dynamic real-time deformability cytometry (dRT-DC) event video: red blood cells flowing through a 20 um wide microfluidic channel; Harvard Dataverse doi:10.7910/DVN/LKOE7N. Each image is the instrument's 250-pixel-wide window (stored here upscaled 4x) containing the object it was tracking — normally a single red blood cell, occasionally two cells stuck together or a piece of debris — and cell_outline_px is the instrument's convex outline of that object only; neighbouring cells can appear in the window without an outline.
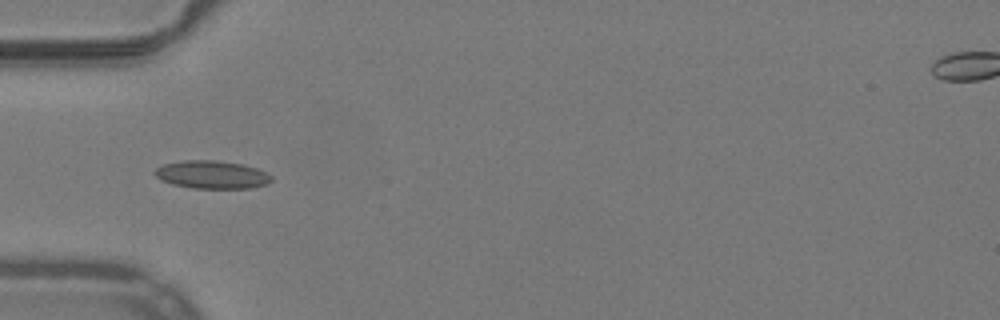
{"species": "common noctule bat (a hibernating species)", "species_latin": "Nyctalus noctula", "temperature_condition": "warm", "stored_images_in_passage": 34, "camera_frame_rate_fps": 3000, "um_per_image_px": 0.085, "animal": {"sex": "male", "body_mass_g": 19.2, "forearm_length_mm": 51.8}, "frame": {"image": 1, "passage_image": 1, "time_ms": 0.0, "image_size_px": [1000, 320], "cell_outline_px": [[272, 180], [268, 184], [252, 188], [192, 188], [172, 184], [160, 180], [152, 172], [156, 168], [164, 164], [184, 160], [216, 160], [244, 164], [268, 172], [272, 176]], "centroid_in_image_um": [18.03, 14.84], "position_along_channel_um": 67.0, "area_um2": 19.25}}
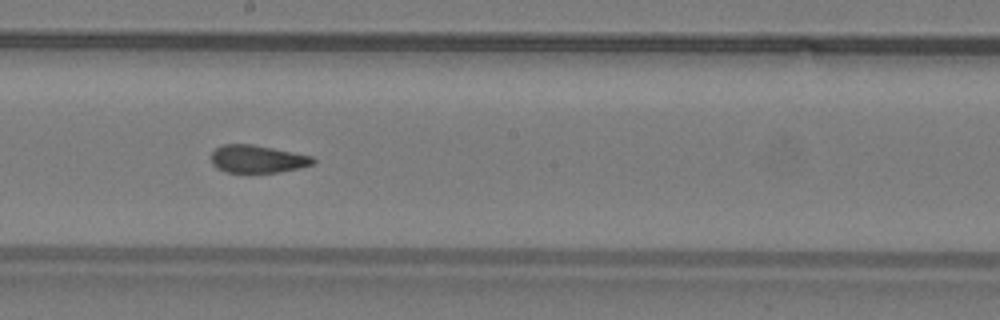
{"frame": {"image": 2, "passage_image": 13, "time_ms": 4.0, "image_size_px": [1000, 320], "cell_outline_px": [[316, 160], [312, 164], [300, 168], [280, 172], [228, 172], [216, 168], [212, 164], [212, 152], [216, 148], [224, 144], [252, 144], [312, 156]], "centroid_in_image_um": [21.88, 13.51], "position_along_channel_um": 226.3, "area_um2": 16.3}}
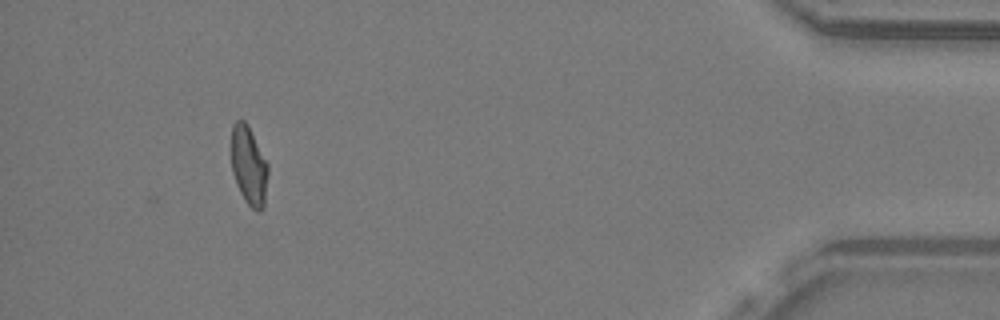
{"frame": {"image": 3, "passage_image": 32, "time_ms": 10.333, "image_size_px": [1000, 320], "cell_outline_px": [[268, 172], [264, 208], [260, 212], [256, 212], [244, 200], [236, 184], [232, 172], [232, 124], [236, 120], [244, 120], [248, 124], [268, 164]], "centroid_in_image_um": [21.16, 14.1], "position_along_channel_um": 414.0, "area_um2": 16.99}, "authors_computed_cell_mechanics": {"area_um2": 17.1666, "velocity_mm_per_s": 3.984, "shape_relaxation_time_tau1_ms": null, "shape_relaxation_time_tau2_ms": 1.0668, "deformation_change_tau1": null, "deformation_change_tau2": 0.064}}